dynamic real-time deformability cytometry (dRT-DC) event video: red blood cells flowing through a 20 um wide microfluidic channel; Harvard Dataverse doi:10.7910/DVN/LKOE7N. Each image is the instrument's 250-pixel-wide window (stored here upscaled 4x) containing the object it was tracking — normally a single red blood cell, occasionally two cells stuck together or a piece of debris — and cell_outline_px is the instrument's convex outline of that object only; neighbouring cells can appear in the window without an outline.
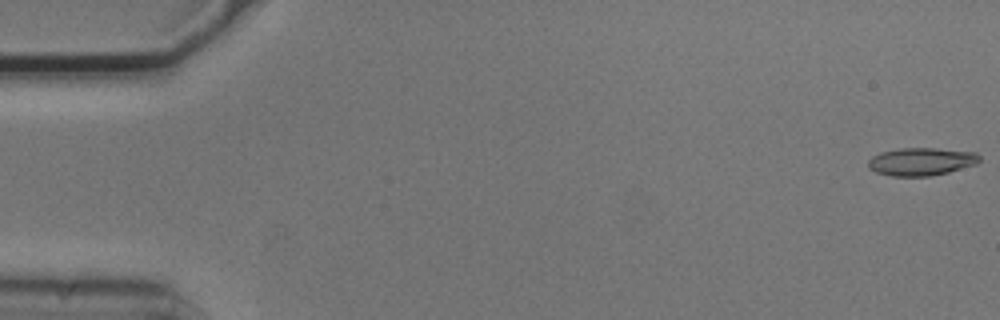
{"species": "common noctule bat (a hibernating species)", "species_latin": "Nyctalus noctula", "temperature_condition": "cold", "stored_images_in_passage": 12, "camera_frame_rate_fps": 3000, "um_per_image_px": 0.085, "animal": {"sex": "male", "body_mass_g": 20.5, "forearm_length_mm": 52.5}, "frame": {"image": 1, "passage_image": 1, "time_ms": 0.0, "image_size_px": [1000, 320], "cell_outline_px": [[980, 160], [976, 164], [948, 172], [932, 176], [892, 176], [876, 172], [868, 168], [868, 160], [872, 156], [880, 152], [900, 148], [936, 148], [976, 152], [980, 156]], "centroid_in_image_um": [78.3, 13.73], "position_along_channel_um": 6.7, "area_um2": 18.15}}